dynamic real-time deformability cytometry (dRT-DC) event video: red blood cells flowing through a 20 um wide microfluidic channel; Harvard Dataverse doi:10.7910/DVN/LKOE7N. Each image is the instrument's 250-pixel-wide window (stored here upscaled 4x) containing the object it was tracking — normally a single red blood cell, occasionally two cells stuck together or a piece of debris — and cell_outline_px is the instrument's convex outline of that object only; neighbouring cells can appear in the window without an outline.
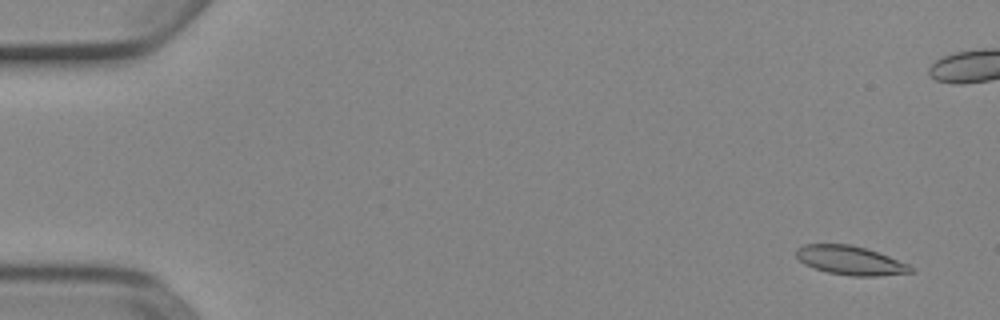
{"species": "Egyptian fruit bat (a non-hibernating species)", "species_latin": "Rousettus aegyptiacus", "temperature_condition": "cold", "stored_images_in_passage": 7, "camera_frame_rate_fps": 3000, "um_per_image_px": 0.085, "animal": {"sex": "female"}, "frame": {"image": 1, "passage_image": 1, "time_ms": 0.0, "image_size_px": [1000, 320], "cell_outline_px": [[912, 272], [876, 276], [852, 276], [828, 272], [804, 264], [796, 256], [796, 248], [804, 244], [848, 244], [864, 248], [888, 256], [908, 264], [912, 268]], "centroid_in_image_um": [72.23, 22.13], "position_along_channel_um": 12.8, "area_um2": 18.96}}
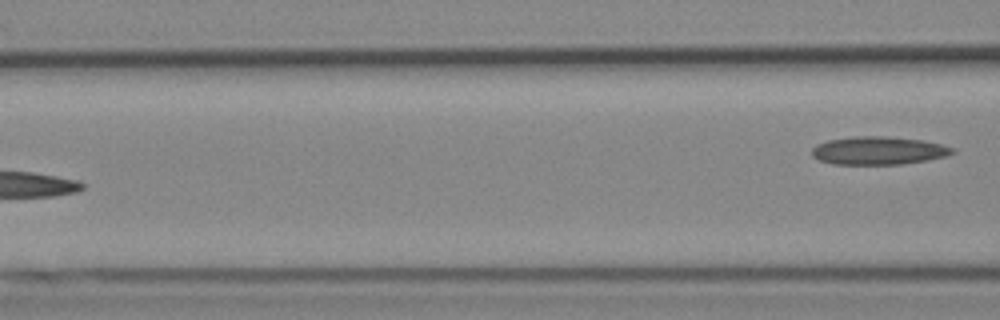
{"frame": {"image": 2, "passage_image": 7, "time_ms": 2.0, "image_size_px": [1000, 320], "cell_outline_px": [[956, 152], [944, 156], [928, 160], [904, 164], [832, 164], [820, 160], [812, 156], [812, 148], [816, 144], [828, 140], [856, 136], [884, 136], [920, 140], [940, 144], [956, 148]], "centroid_in_image_um": [74.66, 12.8], "position_along_channel_um": 91.9, "area_um2": 22.95}}